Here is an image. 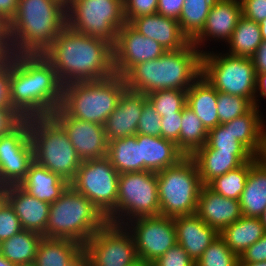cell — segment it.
Instances as JSON below:
<instances>
[{
  "instance_id": "83f0119b",
  "label": "cell",
  "mask_w": 266,
  "mask_h": 266,
  "mask_svg": "<svg viewBox=\"0 0 266 266\" xmlns=\"http://www.w3.org/2000/svg\"><path fill=\"white\" fill-rule=\"evenodd\" d=\"M217 98L216 89L202 76L187 90V106L191 108L208 131L219 125Z\"/></svg>"
},
{
  "instance_id": "680465c9",
  "label": "cell",
  "mask_w": 266,
  "mask_h": 266,
  "mask_svg": "<svg viewBox=\"0 0 266 266\" xmlns=\"http://www.w3.org/2000/svg\"><path fill=\"white\" fill-rule=\"evenodd\" d=\"M257 158L266 167V137H265V141L262 145L261 151H260L259 155L257 156Z\"/></svg>"
},
{
  "instance_id": "f1b7e54d",
  "label": "cell",
  "mask_w": 266,
  "mask_h": 266,
  "mask_svg": "<svg viewBox=\"0 0 266 266\" xmlns=\"http://www.w3.org/2000/svg\"><path fill=\"white\" fill-rule=\"evenodd\" d=\"M197 166L203 185L214 178L224 175L243 163L231 152L215 151L206 144L196 150L191 156Z\"/></svg>"
},
{
  "instance_id": "603a6c76",
  "label": "cell",
  "mask_w": 266,
  "mask_h": 266,
  "mask_svg": "<svg viewBox=\"0 0 266 266\" xmlns=\"http://www.w3.org/2000/svg\"><path fill=\"white\" fill-rule=\"evenodd\" d=\"M173 218L177 244L182 246L196 262L205 249L219 236V232L207 225L196 214Z\"/></svg>"
},
{
  "instance_id": "d590c367",
  "label": "cell",
  "mask_w": 266,
  "mask_h": 266,
  "mask_svg": "<svg viewBox=\"0 0 266 266\" xmlns=\"http://www.w3.org/2000/svg\"><path fill=\"white\" fill-rule=\"evenodd\" d=\"M215 0H185L178 23L191 41L204 27Z\"/></svg>"
},
{
  "instance_id": "bcb514c9",
  "label": "cell",
  "mask_w": 266,
  "mask_h": 266,
  "mask_svg": "<svg viewBox=\"0 0 266 266\" xmlns=\"http://www.w3.org/2000/svg\"><path fill=\"white\" fill-rule=\"evenodd\" d=\"M182 122V111L161 117V137L177 142Z\"/></svg>"
},
{
  "instance_id": "816d5d0a",
  "label": "cell",
  "mask_w": 266,
  "mask_h": 266,
  "mask_svg": "<svg viewBox=\"0 0 266 266\" xmlns=\"http://www.w3.org/2000/svg\"><path fill=\"white\" fill-rule=\"evenodd\" d=\"M185 0H158L157 14L179 19Z\"/></svg>"
},
{
  "instance_id": "6125c7cd",
  "label": "cell",
  "mask_w": 266,
  "mask_h": 266,
  "mask_svg": "<svg viewBox=\"0 0 266 266\" xmlns=\"http://www.w3.org/2000/svg\"><path fill=\"white\" fill-rule=\"evenodd\" d=\"M0 266H17L0 254Z\"/></svg>"
},
{
  "instance_id": "277c9868",
  "label": "cell",
  "mask_w": 266,
  "mask_h": 266,
  "mask_svg": "<svg viewBox=\"0 0 266 266\" xmlns=\"http://www.w3.org/2000/svg\"><path fill=\"white\" fill-rule=\"evenodd\" d=\"M202 53L192 42L157 59L134 65L124 76L127 89L145 95L157 90L187 91L201 76Z\"/></svg>"
},
{
  "instance_id": "7a4b0ae2",
  "label": "cell",
  "mask_w": 266,
  "mask_h": 266,
  "mask_svg": "<svg viewBox=\"0 0 266 266\" xmlns=\"http://www.w3.org/2000/svg\"><path fill=\"white\" fill-rule=\"evenodd\" d=\"M10 90L23 119L50 116L62 103L63 85L42 54H10Z\"/></svg>"
},
{
  "instance_id": "f907efd6",
  "label": "cell",
  "mask_w": 266,
  "mask_h": 266,
  "mask_svg": "<svg viewBox=\"0 0 266 266\" xmlns=\"http://www.w3.org/2000/svg\"><path fill=\"white\" fill-rule=\"evenodd\" d=\"M23 120L13 107H0V136L10 133Z\"/></svg>"
},
{
  "instance_id": "1f68e13d",
  "label": "cell",
  "mask_w": 266,
  "mask_h": 266,
  "mask_svg": "<svg viewBox=\"0 0 266 266\" xmlns=\"http://www.w3.org/2000/svg\"><path fill=\"white\" fill-rule=\"evenodd\" d=\"M106 157L119 174L141 172V144L136 135L108 141Z\"/></svg>"
},
{
  "instance_id": "44dd1931",
  "label": "cell",
  "mask_w": 266,
  "mask_h": 266,
  "mask_svg": "<svg viewBox=\"0 0 266 266\" xmlns=\"http://www.w3.org/2000/svg\"><path fill=\"white\" fill-rule=\"evenodd\" d=\"M6 202L19 217L22 229L37 232L45 237L49 203L30 195L19 185L6 186Z\"/></svg>"
},
{
  "instance_id": "d6a6232c",
  "label": "cell",
  "mask_w": 266,
  "mask_h": 266,
  "mask_svg": "<svg viewBox=\"0 0 266 266\" xmlns=\"http://www.w3.org/2000/svg\"><path fill=\"white\" fill-rule=\"evenodd\" d=\"M42 238L43 236L37 232L23 229L1 242L0 254L15 265L34 263Z\"/></svg>"
},
{
  "instance_id": "db71d44e",
  "label": "cell",
  "mask_w": 266,
  "mask_h": 266,
  "mask_svg": "<svg viewBox=\"0 0 266 266\" xmlns=\"http://www.w3.org/2000/svg\"><path fill=\"white\" fill-rule=\"evenodd\" d=\"M256 73L266 71V41L257 48L254 56L252 57Z\"/></svg>"
},
{
  "instance_id": "4316f807",
  "label": "cell",
  "mask_w": 266,
  "mask_h": 266,
  "mask_svg": "<svg viewBox=\"0 0 266 266\" xmlns=\"http://www.w3.org/2000/svg\"><path fill=\"white\" fill-rule=\"evenodd\" d=\"M259 111V106L254 105L244 115L223 123L225 127H230L235 138L256 157L259 155L266 137L265 121Z\"/></svg>"
},
{
  "instance_id": "e575fe53",
  "label": "cell",
  "mask_w": 266,
  "mask_h": 266,
  "mask_svg": "<svg viewBox=\"0 0 266 266\" xmlns=\"http://www.w3.org/2000/svg\"><path fill=\"white\" fill-rule=\"evenodd\" d=\"M181 124L179 140L176 145L185 156H191L206 144L208 130L187 105L182 110Z\"/></svg>"
},
{
  "instance_id": "94428289",
  "label": "cell",
  "mask_w": 266,
  "mask_h": 266,
  "mask_svg": "<svg viewBox=\"0 0 266 266\" xmlns=\"http://www.w3.org/2000/svg\"><path fill=\"white\" fill-rule=\"evenodd\" d=\"M261 29V37L263 41H266V19L259 22Z\"/></svg>"
},
{
  "instance_id": "f5cc1de1",
  "label": "cell",
  "mask_w": 266,
  "mask_h": 266,
  "mask_svg": "<svg viewBox=\"0 0 266 266\" xmlns=\"http://www.w3.org/2000/svg\"><path fill=\"white\" fill-rule=\"evenodd\" d=\"M19 0H0V25L5 27L14 17Z\"/></svg>"
},
{
  "instance_id": "7402d4cb",
  "label": "cell",
  "mask_w": 266,
  "mask_h": 266,
  "mask_svg": "<svg viewBox=\"0 0 266 266\" xmlns=\"http://www.w3.org/2000/svg\"><path fill=\"white\" fill-rule=\"evenodd\" d=\"M129 24L143 36L158 42L166 51L181 50L191 42L181 31L178 20L157 13L139 16Z\"/></svg>"
},
{
  "instance_id": "b9f144b4",
  "label": "cell",
  "mask_w": 266,
  "mask_h": 266,
  "mask_svg": "<svg viewBox=\"0 0 266 266\" xmlns=\"http://www.w3.org/2000/svg\"><path fill=\"white\" fill-rule=\"evenodd\" d=\"M161 116L146 99L137 126V134L161 136Z\"/></svg>"
},
{
  "instance_id": "cb8c5ba5",
  "label": "cell",
  "mask_w": 266,
  "mask_h": 266,
  "mask_svg": "<svg viewBox=\"0 0 266 266\" xmlns=\"http://www.w3.org/2000/svg\"><path fill=\"white\" fill-rule=\"evenodd\" d=\"M141 144V171L159 172L176 165L185 155L175 142L161 136L136 134Z\"/></svg>"
},
{
  "instance_id": "ee69618b",
  "label": "cell",
  "mask_w": 266,
  "mask_h": 266,
  "mask_svg": "<svg viewBox=\"0 0 266 266\" xmlns=\"http://www.w3.org/2000/svg\"><path fill=\"white\" fill-rule=\"evenodd\" d=\"M124 17L126 23L143 15H152L157 12L158 0H123Z\"/></svg>"
},
{
  "instance_id": "11a10c76",
  "label": "cell",
  "mask_w": 266,
  "mask_h": 266,
  "mask_svg": "<svg viewBox=\"0 0 266 266\" xmlns=\"http://www.w3.org/2000/svg\"><path fill=\"white\" fill-rule=\"evenodd\" d=\"M258 92L260 97H266V71L256 73V93Z\"/></svg>"
},
{
  "instance_id": "681fc988",
  "label": "cell",
  "mask_w": 266,
  "mask_h": 266,
  "mask_svg": "<svg viewBox=\"0 0 266 266\" xmlns=\"http://www.w3.org/2000/svg\"><path fill=\"white\" fill-rule=\"evenodd\" d=\"M266 261V232L258 241L249 246L239 257V263Z\"/></svg>"
},
{
  "instance_id": "a7ac6f4b",
  "label": "cell",
  "mask_w": 266,
  "mask_h": 266,
  "mask_svg": "<svg viewBox=\"0 0 266 266\" xmlns=\"http://www.w3.org/2000/svg\"><path fill=\"white\" fill-rule=\"evenodd\" d=\"M59 1L63 2L66 5L69 3V0H59Z\"/></svg>"
},
{
  "instance_id": "30bf717a",
  "label": "cell",
  "mask_w": 266,
  "mask_h": 266,
  "mask_svg": "<svg viewBox=\"0 0 266 266\" xmlns=\"http://www.w3.org/2000/svg\"><path fill=\"white\" fill-rule=\"evenodd\" d=\"M67 26L114 46L118 30L126 23L123 0H69Z\"/></svg>"
},
{
  "instance_id": "e0dca14e",
  "label": "cell",
  "mask_w": 266,
  "mask_h": 266,
  "mask_svg": "<svg viewBox=\"0 0 266 266\" xmlns=\"http://www.w3.org/2000/svg\"><path fill=\"white\" fill-rule=\"evenodd\" d=\"M51 116L64 128L82 161L106 157L108 140L103 125L70 117L61 107Z\"/></svg>"
},
{
  "instance_id": "9f6ffc18",
  "label": "cell",
  "mask_w": 266,
  "mask_h": 266,
  "mask_svg": "<svg viewBox=\"0 0 266 266\" xmlns=\"http://www.w3.org/2000/svg\"><path fill=\"white\" fill-rule=\"evenodd\" d=\"M5 29H0V64L8 57Z\"/></svg>"
},
{
  "instance_id": "c3c4849f",
  "label": "cell",
  "mask_w": 266,
  "mask_h": 266,
  "mask_svg": "<svg viewBox=\"0 0 266 266\" xmlns=\"http://www.w3.org/2000/svg\"><path fill=\"white\" fill-rule=\"evenodd\" d=\"M242 16L257 23L266 19V0H240Z\"/></svg>"
},
{
  "instance_id": "5b68a950",
  "label": "cell",
  "mask_w": 266,
  "mask_h": 266,
  "mask_svg": "<svg viewBox=\"0 0 266 266\" xmlns=\"http://www.w3.org/2000/svg\"><path fill=\"white\" fill-rule=\"evenodd\" d=\"M107 222V218L89 199L69 185L50 204L45 237L71 239L84 246Z\"/></svg>"
},
{
  "instance_id": "9c48e42d",
  "label": "cell",
  "mask_w": 266,
  "mask_h": 266,
  "mask_svg": "<svg viewBox=\"0 0 266 266\" xmlns=\"http://www.w3.org/2000/svg\"><path fill=\"white\" fill-rule=\"evenodd\" d=\"M201 76L217 92L244 97L259 106L252 58L205 51L201 56Z\"/></svg>"
},
{
  "instance_id": "8992f818",
  "label": "cell",
  "mask_w": 266,
  "mask_h": 266,
  "mask_svg": "<svg viewBox=\"0 0 266 266\" xmlns=\"http://www.w3.org/2000/svg\"><path fill=\"white\" fill-rule=\"evenodd\" d=\"M123 76L63 85L61 108L73 118L103 125L126 89Z\"/></svg>"
},
{
  "instance_id": "9a60e30c",
  "label": "cell",
  "mask_w": 266,
  "mask_h": 266,
  "mask_svg": "<svg viewBox=\"0 0 266 266\" xmlns=\"http://www.w3.org/2000/svg\"><path fill=\"white\" fill-rule=\"evenodd\" d=\"M34 161L28 119L0 136V186L19 185Z\"/></svg>"
},
{
  "instance_id": "7bdbcfd3",
  "label": "cell",
  "mask_w": 266,
  "mask_h": 266,
  "mask_svg": "<svg viewBox=\"0 0 266 266\" xmlns=\"http://www.w3.org/2000/svg\"><path fill=\"white\" fill-rule=\"evenodd\" d=\"M22 229L19 217L6 202L0 209V242L9 239Z\"/></svg>"
},
{
  "instance_id": "d6986e66",
  "label": "cell",
  "mask_w": 266,
  "mask_h": 266,
  "mask_svg": "<svg viewBox=\"0 0 266 266\" xmlns=\"http://www.w3.org/2000/svg\"><path fill=\"white\" fill-rule=\"evenodd\" d=\"M146 95L125 89L118 105L104 124L108 141L137 134V126L146 100Z\"/></svg>"
},
{
  "instance_id": "7dc6e473",
  "label": "cell",
  "mask_w": 266,
  "mask_h": 266,
  "mask_svg": "<svg viewBox=\"0 0 266 266\" xmlns=\"http://www.w3.org/2000/svg\"><path fill=\"white\" fill-rule=\"evenodd\" d=\"M0 107H12L10 90V54L0 64Z\"/></svg>"
},
{
  "instance_id": "2e32d148",
  "label": "cell",
  "mask_w": 266,
  "mask_h": 266,
  "mask_svg": "<svg viewBox=\"0 0 266 266\" xmlns=\"http://www.w3.org/2000/svg\"><path fill=\"white\" fill-rule=\"evenodd\" d=\"M165 52L158 42L143 36L129 23H125L118 30L113 46L115 74L124 76L134 65L157 59Z\"/></svg>"
},
{
  "instance_id": "91938a15",
  "label": "cell",
  "mask_w": 266,
  "mask_h": 266,
  "mask_svg": "<svg viewBox=\"0 0 266 266\" xmlns=\"http://www.w3.org/2000/svg\"><path fill=\"white\" fill-rule=\"evenodd\" d=\"M6 203V186H0V209Z\"/></svg>"
},
{
  "instance_id": "e7e4bbea",
  "label": "cell",
  "mask_w": 266,
  "mask_h": 266,
  "mask_svg": "<svg viewBox=\"0 0 266 266\" xmlns=\"http://www.w3.org/2000/svg\"><path fill=\"white\" fill-rule=\"evenodd\" d=\"M130 266H152V264L139 259L135 263L131 264Z\"/></svg>"
},
{
  "instance_id": "f35d334b",
  "label": "cell",
  "mask_w": 266,
  "mask_h": 266,
  "mask_svg": "<svg viewBox=\"0 0 266 266\" xmlns=\"http://www.w3.org/2000/svg\"><path fill=\"white\" fill-rule=\"evenodd\" d=\"M146 98L161 117L177 114L187 105V91L177 89L157 90Z\"/></svg>"
},
{
  "instance_id": "60d3db41",
  "label": "cell",
  "mask_w": 266,
  "mask_h": 266,
  "mask_svg": "<svg viewBox=\"0 0 266 266\" xmlns=\"http://www.w3.org/2000/svg\"><path fill=\"white\" fill-rule=\"evenodd\" d=\"M254 105L244 97L218 92L217 112L219 124L231 121L247 113Z\"/></svg>"
},
{
  "instance_id": "484cf974",
  "label": "cell",
  "mask_w": 266,
  "mask_h": 266,
  "mask_svg": "<svg viewBox=\"0 0 266 266\" xmlns=\"http://www.w3.org/2000/svg\"><path fill=\"white\" fill-rule=\"evenodd\" d=\"M239 204L246 217L259 218L266 208V167L256 156L250 161V172Z\"/></svg>"
},
{
  "instance_id": "8d00e7d4",
  "label": "cell",
  "mask_w": 266,
  "mask_h": 266,
  "mask_svg": "<svg viewBox=\"0 0 266 266\" xmlns=\"http://www.w3.org/2000/svg\"><path fill=\"white\" fill-rule=\"evenodd\" d=\"M206 145L215 151L231 152L242 163L250 162L255 157L245 145L235 138L230 127H225L223 124L208 131Z\"/></svg>"
},
{
  "instance_id": "5bb4252c",
  "label": "cell",
  "mask_w": 266,
  "mask_h": 266,
  "mask_svg": "<svg viewBox=\"0 0 266 266\" xmlns=\"http://www.w3.org/2000/svg\"><path fill=\"white\" fill-rule=\"evenodd\" d=\"M125 226L134 238L139 259L145 262L152 264L177 244L173 217H139L130 220Z\"/></svg>"
},
{
  "instance_id": "f546056e",
  "label": "cell",
  "mask_w": 266,
  "mask_h": 266,
  "mask_svg": "<svg viewBox=\"0 0 266 266\" xmlns=\"http://www.w3.org/2000/svg\"><path fill=\"white\" fill-rule=\"evenodd\" d=\"M265 234L260 218L242 216L236 222L225 227L219 236L227 246L240 255Z\"/></svg>"
},
{
  "instance_id": "ab89813d",
  "label": "cell",
  "mask_w": 266,
  "mask_h": 266,
  "mask_svg": "<svg viewBox=\"0 0 266 266\" xmlns=\"http://www.w3.org/2000/svg\"><path fill=\"white\" fill-rule=\"evenodd\" d=\"M238 263L239 256L218 236L195 262V266H238Z\"/></svg>"
},
{
  "instance_id": "ffe728a7",
  "label": "cell",
  "mask_w": 266,
  "mask_h": 266,
  "mask_svg": "<svg viewBox=\"0 0 266 266\" xmlns=\"http://www.w3.org/2000/svg\"><path fill=\"white\" fill-rule=\"evenodd\" d=\"M195 214L219 233L243 216L238 200L223 197L207 185L200 191Z\"/></svg>"
},
{
  "instance_id": "6f0895ef",
  "label": "cell",
  "mask_w": 266,
  "mask_h": 266,
  "mask_svg": "<svg viewBox=\"0 0 266 266\" xmlns=\"http://www.w3.org/2000/svg\"><path fill=\"white\" fill-rule=\"evenodd\" d=\"M66 266H90L89 259L84 250H82L69 264Z\"/></svg>"
},
{
  "instance_id": "7c38bea8",
  "label": "cell",
  "mask_w": 266,
  "mask_h": 266,
  "mask_svg": "<svg viewBox=\"0 0 266 266\" xmlns=\"http://www.w3.org/2000/svg\"><path fill=\"white\" fill-rule=\"evenodd\" d=\"M119 173L107 157L81 162L70 185L107 218L117 207Z\"/></svg>"
},
{
  "instance_id": "3957f363",
  "label": "cell",
  "mask_w": 266,
  "mask_h": 266,
  "mask_svg": "<svg viewBox=\"0 0 266 266\" xmlns=\"http://www.w3.org/2000/svg\"><path fill=\"white\" fill-rule=\"evenodd\" d=\"M66 15L59 0H19L4 27L9 54H42L67 25Z\"/></svg>"
},
{
  "instance_id": "836d02e7",
  "label": "cell",
  "mask_w": 266,
  "mask_h": 266,
  "mask_svg": "<svg viewBox=\"0 0 266 266\" xmlns=\"http://www.w3.org/2000/svg\"><path fill=\"white\" fill-rule=\"evenodd\" d=\"M262 42L259 23L241 16L227 42L229 44V52L227 53L252 58Z\"/></svg>"
},
{
  "instance_id": "74e56055",
  "label": "cell",
  "mask_w": 266,
  "mask_h": 266,
  "mask_svg": "<svg viewBox=\"0 0 266 266\" xmlns=\"http://www.w3.org/2000/svg\"><path fill=\"white\" fill-rule=\"evenodd\" d=\"M249 172L250 162H246L226 174L214 178L207 186L223 197L239 201Z\"/></svg>"
},
{
  "instance_id": "6da1fadb",
  "label": "cell",
  "mask_w": 266,
  "mask_h": 266,
  "mask_svg": "<svg viewBox=\"0 0 266 266\" xmlns=\"http://www.w3.org/2000/svg\"><path fill=\"white\" fill-rule=\"evenodd\" d=\"M42 55L52 64L62 85L102 80L115 74L113 46L67 25Z\"/></svg>"
},
{
  "instance_id": "ba28073f",
  "label": "cell",
  "mask_w": 266,
  "mask_h": 266,
  "mask_svg": "<svg viewBox=\"0 0 266 266\" xmlns=\"http://www.w3.org/2000/svg\"><path fill=\"white\" fill-rule=\"evenodd\" d=\"M156 175L160 215L176 217L195 214L203 183L194 160L185 156L176 165Z\"/></svg>"
},
{
  "instance_id": "4dcf8cb0",
  "label": "cell",
  "mask_w": 266,
  "mask_h": 266,
  "mask_svg": "<svg viewBox=\"0 0 266 266\" xmlns=\"http://www.w3.org/2000/svg\"><path fill=\"white\" fill-rule=\"evenodd\" d=\"M83 245L71 239L43 237L38 245L35 266H66L81 251Z\"/></svg>"
},
{
  "instance_id": "d4e9b609",
  "label": "cell",
  "mask_w": 266,
  "mask_h": 266,
  "mask_svg": "<svg viewBox=\"0 0 266 266\" xmlns=\"http://www.w3.org/2000/svg\"><path fill=\"white\" fill-rule=\"evenodd\" d=\"M70 183L58 174L33 161L19 186L41 201L52 204L67 189Z\"/></svg>"
},
{
  "instance_id": "be15d7a7",
  "label": "cell",
  "mask_w": 266,
  "mask_h": 266,
  "mask_svg": "<svg viewBox=\"0 0 266 266\" xmlns=\"http://www.w3.org/2000/svg\"><path fill=\"white\" fill-rule=\"evenodd\" d=\"M238 266H266V261L256 263H238Z\"/></svg>"
},
{
  "instance_id": "ac0fdd59",
  "label": "cell",
  "mask_w": 266,
  "mask_h": 266,
  "mask_svg": "<svg viewBox=\"0 0 266 266\" xmlns=\"http://www.w3.org/2000/svg\"><path fill=\"white\" fill-rule=\"evenodd\" d=\"M241 16L240 0H215L203 29L191 40L192 44L203 54L201 45L210 38L228 42Z\"/></svg>"
},
{
  "instance_id": "f6af8a7d",
  "label": "cell",
  "mask_w": 266,
  "mask_h": 266,
  "mask_svg": "<svg viewBox=\"0 0 266 266\" xmlns=\"http://www.w3.org/2000/svg\"><path fill=\"white\" fill-rule=\"evenodd\" d=\"M152 266H195V261L182 246L176 244L156 259Z\"/></svg>"
},
{
  "instance_id": "52a82bcc",
  "label": "cell",
  "mask_w": 266,
  "mask_h": 266,
  "mask_svg": "<svg viewBox=\"0 0 266 266\" xmlns=\"http://www.w3.org/2000/svg\"><path fill=\"white\" fill-rule=\"evenodd\" d=\"M28 124L34 161L70 183L82 160L64 128L51 115L29 118Z\"/></svg>"
},
{
  "instance_id": "03108f58",
  "label": "cell",
  "mask_w": 266,
  "mask_h": 266,
  "mask_svg": "<svg viewBox=\"0 0 266 266\" xmlns=\"http://www.w3.org/2000/svg\"><path fill=\"white\" fill-rule=\"evenodd\" d=\"M259 218H260L261 223L264 227V231L266 232V208L263 210V213L261 214V216Z\"/></svg>"
},
{
  "instance_id": "003e7915",
  "label": "cell",
  "mask_w": 266,
  "mask_h": 266,
  "mask_svg": "<svg viewBox=\"0 0 266 266\" xmlns=\"http://www.w3.org/2000/svg\"><path fill=\"white\" fill-rule=\"evenodd\" d=\"M17 266H35L34 263H30V264H22V265H17Z\"/></svg>"
},
{
  "instance_id": "4fadbf2b",
  "label": "cell",
  "mask_w": 266,
  "mask_h": 266,
  "mask_svg": "<svg viewBox=\"0 0 266 266\" xmlns=\"http://www.w3.org/2000/svg\"><path fill=\"white\" fill-rule=\"evenodd\" d=\"M90 266H130L139 260L134 238L125 225L107 222L83 246Z\"/></svg>"
},
{
  "instance_id": "8fae6325",
  "label": "cell",
  "mask_w": 266,
  "mask_h": 266,
  "mask_svg": "<svg viewBox=\"0 0 266 266\" xmlns=\"http://www.w3.org/2000/svg\"><path fill=\"white\" fill-rule=\"evenodd\" d=\"M160 215L157 175L152 171L119 174L117 207L109 223L125 225L132 219Z\"/></svg>"
}]
</instances>
